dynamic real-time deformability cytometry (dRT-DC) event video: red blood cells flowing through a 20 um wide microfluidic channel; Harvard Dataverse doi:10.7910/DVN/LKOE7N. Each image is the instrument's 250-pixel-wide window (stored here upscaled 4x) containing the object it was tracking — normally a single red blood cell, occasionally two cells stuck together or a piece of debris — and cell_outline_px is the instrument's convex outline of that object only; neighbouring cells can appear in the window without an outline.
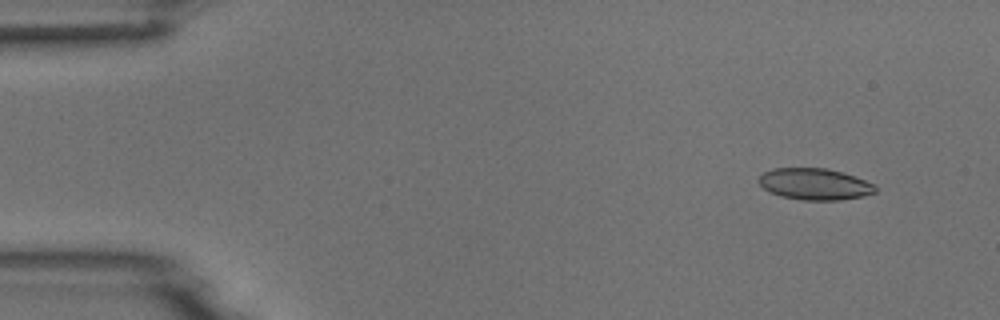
{"species": "common noctule bat (a hibernating species)", "species_latin": "Nyctalus noctula", "temperature_condition": "room temperature", "stored_images_in_passage": 4, "camera_frame_rate_fps": 3000, "um_per_image_px": 0.085, "animal": {"sex": "male", "body_mass_g": 18.8}, "frame": {"image": 1, "passage_image": 2, "time_ms": 1.0, "image_size_px": [1000, 320], "cell_outline_px": [[876, 192], [864, 196], [840, 200], [804, 200], [780, 196], [768, 192], [756, 180], [764, 172], [772, 168], [828, 168], [844, 172], [876, 184]], "centroid_in_image_um": [69.26, 15.64], "position_along_channel_um": 15.7, "area_um2": 21.68}}